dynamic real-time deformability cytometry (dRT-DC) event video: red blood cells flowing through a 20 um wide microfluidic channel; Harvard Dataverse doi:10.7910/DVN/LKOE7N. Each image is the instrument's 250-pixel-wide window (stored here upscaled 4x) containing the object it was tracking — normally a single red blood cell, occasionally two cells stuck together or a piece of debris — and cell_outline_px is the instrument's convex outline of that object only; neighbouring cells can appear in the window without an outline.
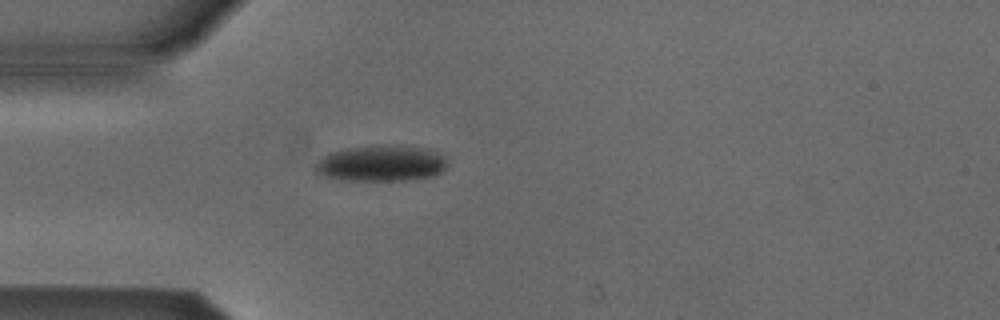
{"species": "Egyptian fruit bat (a non-hibernating species)", "species_latin": "Rousettus aegyptiacus", "temperature_condition": "cold", "stored_images_in_passage": 1, "camera_frame_rate_fps": 3000, "um_per_image_px": 0.085, "animal": {"sex": "male"}, "frame": {"image": 1, "passage_image": 1, "time_ms": 0.0, "image_size_px": [1000, 320], "cell_outline_px": [[448, 164], [440, 172], [432, 176], [408, 180], [340, 180], [320, 176], [316, 172], [316, 164], [324, 156], [332, 152], [348, 148], [392, 144], [428, 148], [448, 156]], "centroid_in_image_um": [32.46, 13.88], "position_along_channel_um": 52.5, "area_um2": 27.98}}